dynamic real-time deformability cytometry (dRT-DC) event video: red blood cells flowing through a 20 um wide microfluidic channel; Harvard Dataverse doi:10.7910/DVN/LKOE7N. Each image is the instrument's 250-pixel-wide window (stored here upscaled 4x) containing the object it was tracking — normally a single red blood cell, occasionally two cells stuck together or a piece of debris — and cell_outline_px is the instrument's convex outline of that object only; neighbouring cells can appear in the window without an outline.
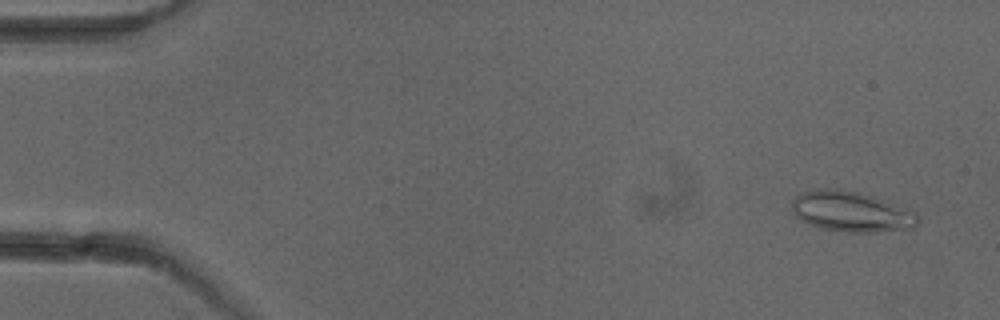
{"species": "common noctule bat (a hibernating species)", "species_latin": "Nyctalus noctula", "temperature_condition": "cold", "stored_images_in_passage": 5, "camera_frame_rate_fps": 3000, "um_per_image_px": 0.085, "animal": {"sex": "female"}, "frame": {"image": 1, "passage_image": 1, "time_ms": 0.0, "image_size_px": [1000, 320], "cell_outline_px": [[916, 228], [876, 232], [848, 232], [820, 228], [800, 220], [792, 212], [792, 200], [800, 192], [820, 188], [836, 188], [856, 192], [872, 196], [884, 200], [916, 212]], "centroid_in_image_um": [72.31, 17.99], "position_along_channel_um": 12.7, "area_um2": 29.59}}